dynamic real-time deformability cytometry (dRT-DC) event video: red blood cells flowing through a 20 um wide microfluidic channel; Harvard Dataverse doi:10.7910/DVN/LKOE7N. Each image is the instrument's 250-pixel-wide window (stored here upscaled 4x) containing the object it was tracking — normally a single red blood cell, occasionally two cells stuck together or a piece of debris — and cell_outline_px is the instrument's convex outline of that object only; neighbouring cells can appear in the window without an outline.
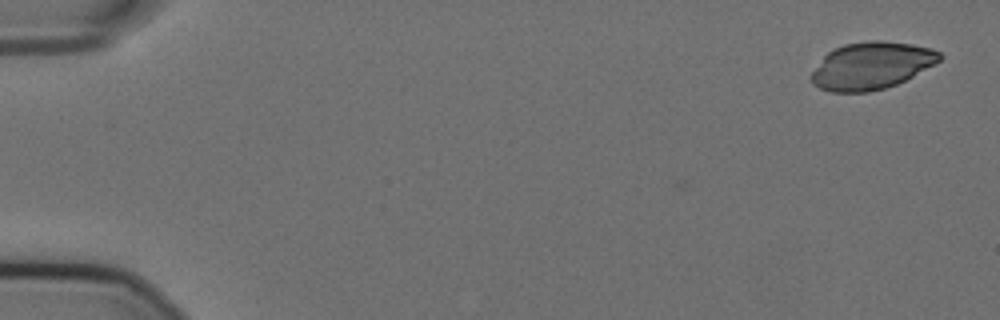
{"species": "Egyptian fruit bat (a non-hibernating species)", "species_latin": "Rousettus aegyptiacus", "temperature_condition": "cold", "stored_images_in_passage": 6, "camera_frame_rate_fps": 3000, "um_per_image_px": 0.085, "animal": {"sex": "female"}, "frame": {"image": 1, "passage_image": 1, "time_ms": 0.0, "image_size_px": [1000, 320], "cell_outline_px": [[944, 56], [940, 60], [912, 76], [896, 84], [884, 88], [868, 92], [828, 92], [812, 84], [808, 76], [824, 56], [828, 52], [844, 44], [868, 40], [880, 40], [912, 44], [932, 48], [940, 52]], "centroid_in_image_um": [74.03, 5.58], "position_along_channel_um": 11.0, "area_um2": 35.32}}